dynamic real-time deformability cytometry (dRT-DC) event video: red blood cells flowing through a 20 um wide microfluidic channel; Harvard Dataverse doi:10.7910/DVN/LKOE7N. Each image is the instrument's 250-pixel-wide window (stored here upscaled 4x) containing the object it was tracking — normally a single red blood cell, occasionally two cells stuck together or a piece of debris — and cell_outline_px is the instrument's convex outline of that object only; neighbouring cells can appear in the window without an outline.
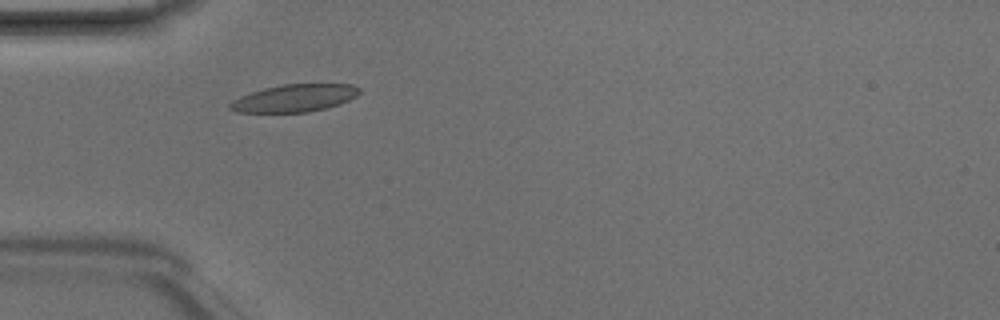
{"species": "Egyptian fruit bat (a non-hibernating species)", "species_latin": "Rousettus aegyptiacus", "temperature_condition": "room temperature", "stored_images_in_passage": 3, "camera_frame_rate_fps": 3000, "um_per_image_px": 0.085, "animal": {"sex": "male"}, "frame": {"image": 1, "passage_image": 3, "time_ms": 0.667, "image_size_px": [1000, 320], "cell_outline_px": [[360, 92], [356, 96], [340, 104], [308, 112], [236, 112], [228, 108], [228, 104], [232, 100], [240, 96], [264, 88], [284, 84], [352, 84], [360, 88]], "centroid_in_image_um": [25.01, 8.34], "position_along_channel_um": 60.0, "area_um2": 20.63}}